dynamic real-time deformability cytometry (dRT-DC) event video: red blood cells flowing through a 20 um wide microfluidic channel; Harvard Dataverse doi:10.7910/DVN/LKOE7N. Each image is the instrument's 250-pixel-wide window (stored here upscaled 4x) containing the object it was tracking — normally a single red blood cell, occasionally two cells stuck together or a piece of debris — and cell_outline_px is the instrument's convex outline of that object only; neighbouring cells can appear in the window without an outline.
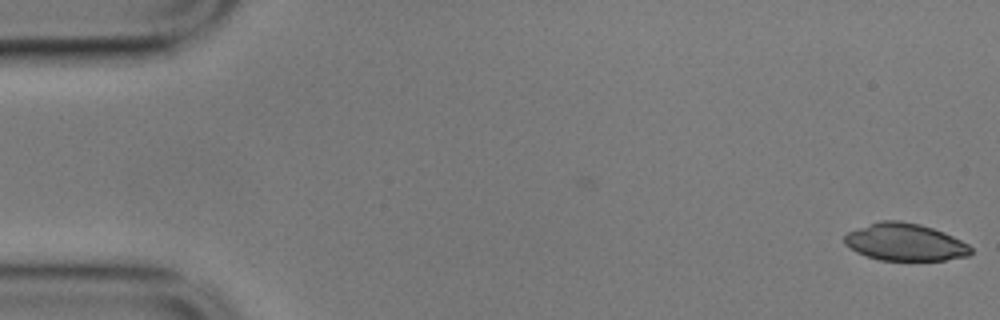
{"species": "common noctule bat (a hibernating species)", "species_latin": "Nyctalus noctula", "temperature_condition": "cold", "stored_images_in_passage": 50, "camera_frame_rate_fps": 3000, "um_per_image_px": 0.085, "animal": {"sex": "male", "body_mass_g": 17.9}, "frame": {"image": 1, "passage_image": 1, "time_ms": 0.0, "image_size_px": [1000, 320], "cell_outline_px": [[972, 252], [968, 256], [944, 260], [880, 260], [856, 252], [844, 244], [844, 236], [848, 232], [880, 220], [900, 220], [920, 224], [944, 232], [968, 244], [972, 248]], "centroid_in_image_um": [76.93, 20.58], "position_along_channel_um": 8.1, "area_um2": 27.4}}
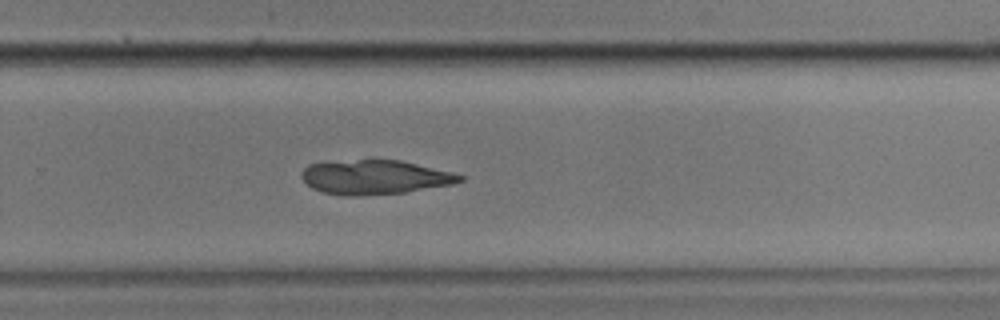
{"frame": {"image": 2, "passage_image": 37, "time_ms": 12.0, "image_size_px": [1000, 320], "cell_outline_px": [[464, 180], [452, 184], [404, 192], [360, 196], [348, 196], [324, 192], [312, 188], [300, 176], [304, 168], [308, 164], [360, 160], [400, 160], [452, 172], [464, 176]], "centroid_in_image_um": [31.87, 15.06], "position_along_channel_um": 297.9, "area_um2": 31.21}}